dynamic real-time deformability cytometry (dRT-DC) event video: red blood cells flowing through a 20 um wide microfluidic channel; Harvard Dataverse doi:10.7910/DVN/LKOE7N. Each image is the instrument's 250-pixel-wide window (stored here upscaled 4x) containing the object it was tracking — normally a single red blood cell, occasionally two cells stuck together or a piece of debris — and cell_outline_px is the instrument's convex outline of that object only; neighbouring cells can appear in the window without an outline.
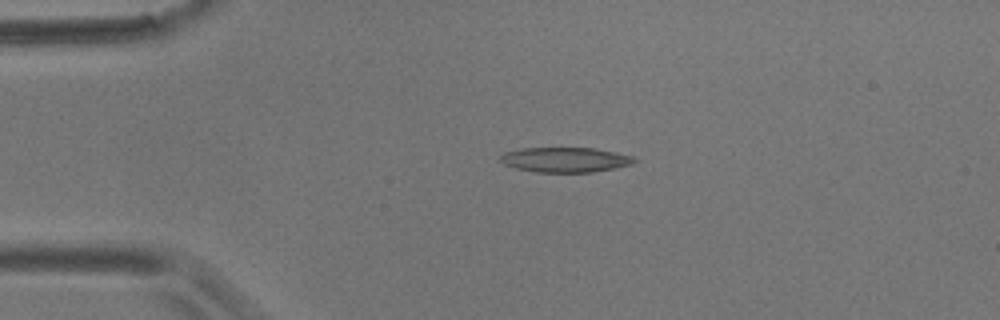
{"species": "common noctule bat (a hibernating species)", "species_latin": "Nyctalus noctula", "temperature_condition": "room temperature", "stored_images_in_passage": 2, "camera_frame_rate_fps": 3000, "um_per_image_px": 0.085, "animal": {"sex": "male", "body_mass_g": 17.9}, "frame": {"image": 1, "passage_image": 1, "time_ms": 0.0, "image_size_px": [1000, 320], "cell_outline_px": [[636, 160], [632, 164], [616, 168], [592, 172], [536, 172], [516, 168], [504, 164], [500, 160], [500, 156], [504, 152], [520, 148], [596, 148], [616, 152], [632, 156]], "centroid_in_image_um": [48.04, 13.57], "position_along_channel_um": 37.0, "area_um2": 19.48}}